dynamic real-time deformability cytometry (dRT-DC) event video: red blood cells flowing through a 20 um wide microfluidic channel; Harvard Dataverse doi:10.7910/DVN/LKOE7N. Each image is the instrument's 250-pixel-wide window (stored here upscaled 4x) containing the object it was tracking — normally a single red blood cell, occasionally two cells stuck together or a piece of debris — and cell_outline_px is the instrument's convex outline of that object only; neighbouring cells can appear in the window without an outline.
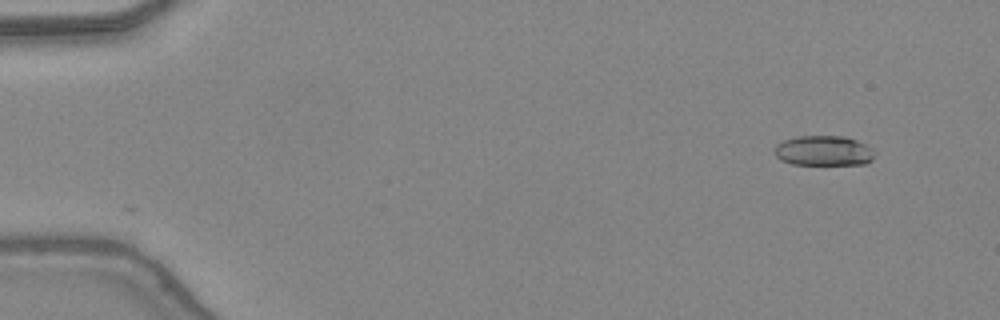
{"species": "common noctule bat (a hibernating species)", "species_latin": "Nyctalus noctula", "temperature_condition": "warm", "stored_images_in_passage": 44, "camera_frame_rate_fps": 3000, "um_per_image_px": 0.085, "animal": {"sex": "female", "body_mass_g": 24.6, "forearm_length_mm": 56.2}, "frame": {"image": 1, "passage_image": 1, "time_ms": 0.0, "image_size_px": [1000, 320], "cell_outline_px": [[872, 160], [864, 164], [792, 164], [780, 160], [776, 156], [776, 144], [784, 140], [796, 136], [844, 136], [856, 140], [872, 148]], "centroid_in_image_um": [69.98, 12.81], "position_along_channel_um": 15.0, "area_um2": 17.34}}
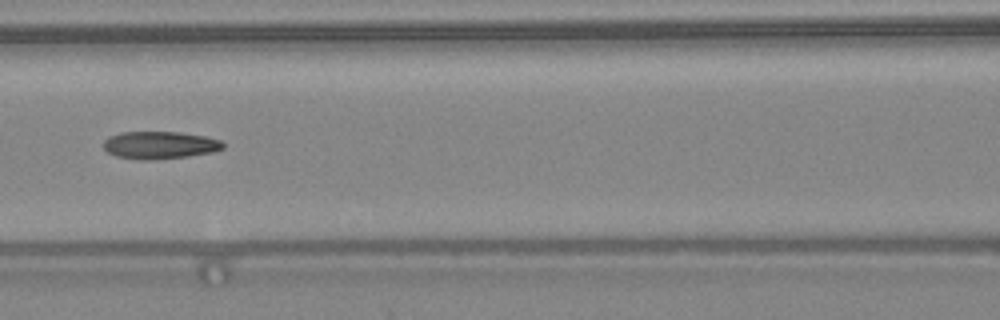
{"frame": {"image": 2, "passage_image": 19, "time_ms": 6.0, "image_size_px": [1000, 320], "cell_outline_px": [[224, 148], [212, 152], [188, 156], [148, 160], [140, 160], [116, 156], [108, 152], [104, 148], [104, 140], [108, 136], [120, 132], [176, 132], [204, 136], [220, 140], [224, 144]], "centroid_in_image_um": [13.55, 12.33], "position_along_channel_um": 153.0, "area_um2": 19.07}}
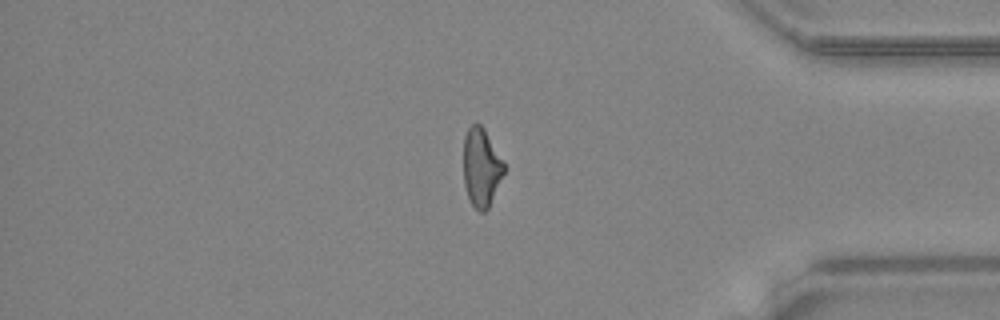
{"frame": {"image": 3, "passage_image": 37, "time_ms": 12.0, "image_size_px": [1000, 320], "cell_outline_px": [[504, 172], [488, 208], [484, 212], [480, 212], [472, 204], [468, 196], [464, 184], [464, 136], [468, 128], [472, 124], [480, 124], [484, 128], [504, 164]], "centroid_in_image_um": [40.89, 14.22], "position_along_channel_um": 394.3, "area_um2": 18.09}, "authors_computed_cell_mechanics": {"area_um2": 19.1029, "velocity_mm_per_s": 4.4332, "shape_relaxation_time_tau1_ms": 9.0387, "shape_relaxation_time_tau2_ms": 2.9378, "deformation_change_tau1": 0.2625, "deformation_change_tau2": 0.1229}}